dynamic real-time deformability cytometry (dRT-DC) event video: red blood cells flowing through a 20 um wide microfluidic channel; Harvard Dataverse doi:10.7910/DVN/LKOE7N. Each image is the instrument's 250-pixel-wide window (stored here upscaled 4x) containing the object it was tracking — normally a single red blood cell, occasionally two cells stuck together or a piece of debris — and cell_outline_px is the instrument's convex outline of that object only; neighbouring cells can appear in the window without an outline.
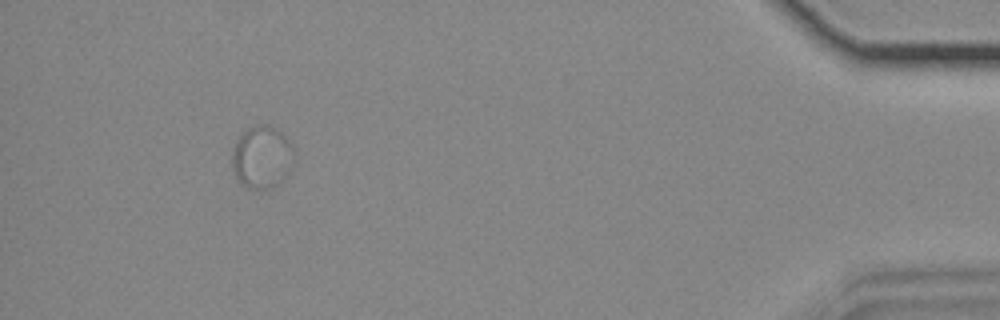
{"species": "common noctule bat (a hibernating species)", "species_latin": "Nyctalus noctula", "temperature_condition": "cold", "stored_images_in_passage": 12, "segment_of_instrument_passage": [2, 2], "camera_frame_rate_fps": 3000, "um_per_image_px": 0.085, "animal": {"sex": "female", "body_mass_g": 18.4}, "frame": {"image": 1, "passage_image": 11, "time_ms": 3.333, "image_size_px": [1000, 320], "cell_outline_px": [[296, 160], [288, 172], [276, 184], [264, 188], [252, 188], [244, 184], [232, 172], [232, 152], [236, 140], [248, 128], [256, 124], [268, 124], [276, 128], [292, 144], [296, 156]], "centroid_in_image_um": [22.28, 13.3], "position_along_channel_um": 412.9, "area_um2": 22.43}}